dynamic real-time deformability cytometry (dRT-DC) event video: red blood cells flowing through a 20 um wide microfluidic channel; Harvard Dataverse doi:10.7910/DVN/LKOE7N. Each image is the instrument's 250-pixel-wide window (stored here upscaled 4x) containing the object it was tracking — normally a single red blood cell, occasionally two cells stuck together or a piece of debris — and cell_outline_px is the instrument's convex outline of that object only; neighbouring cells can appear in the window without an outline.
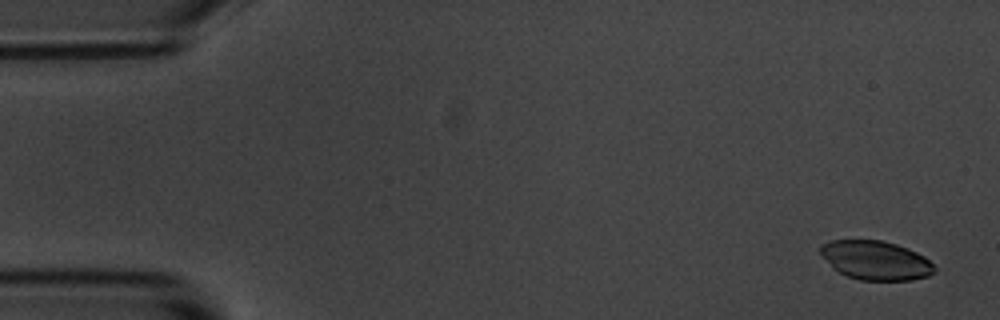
{"species": "common noctule bat (a hibernating species)", "species_latin": "Nyctalus noctula", "temperature_condition": "room temperature", "stored_images_in_passage": 7, "camera_frame_rate_fps": 3000, "um_per_image_px": 0.085, "animal": {"sex": "male", "body_mass_g": 20.1, "forearm_length_mm": 53.5}, "frame": {"image": 1, "passage_image": 1, "time_ms": 0.0, "image_size_px": [1000, 320], "cell_outline_px": [[936, 272], [928, 276], [912, 280], [860, 280], [848, 276], [840, 272], [820, 252], [820, 244], [828, 240], [884, 240], [908, 248], [924, 256], [936, 268]], "centroid_in_image_um": [74.48, 22.11], "position_along_channel_um": 10.5, "area_um2": 25.72}}